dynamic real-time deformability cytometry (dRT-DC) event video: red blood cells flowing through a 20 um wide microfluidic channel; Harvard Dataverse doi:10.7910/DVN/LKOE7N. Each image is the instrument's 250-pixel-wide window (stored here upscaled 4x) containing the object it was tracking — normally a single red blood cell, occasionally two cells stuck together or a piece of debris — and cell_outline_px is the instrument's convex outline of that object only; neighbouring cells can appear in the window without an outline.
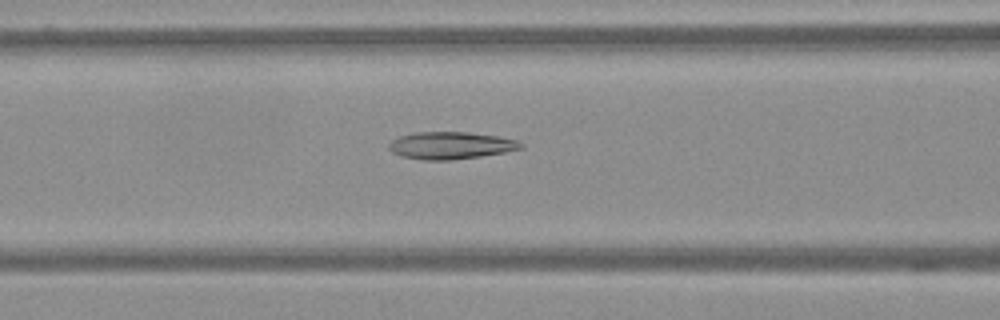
{"species": "Egyptian fruit bat (a non-hibernating species)", "species_latin": "Rousettus aegyptiacus", "temperature_condition": "warm", "stored_images_in_passage": 61, "camera_frame_rate_fps": 3000, "um_per_image_px": 0.085, "frame": {"image": 1, "passage_image": 26, "time_ms": 8.333, "image_size_px": [1000, 320], "cell_outline_px": [[524, 148], [504, 152], [480, 156], [448, 160], [424, 160], [400, 156], [392, 152], [388, 148], [388, 144], [392, 140], [400, 136], [416, 132], [468, 132], [496, 136], [516, 140], [524, 144]], "centroid_in_image_um": [38.29, 12.36], "position_along_channel_um": 128.3, "area_um2": 20.87}}
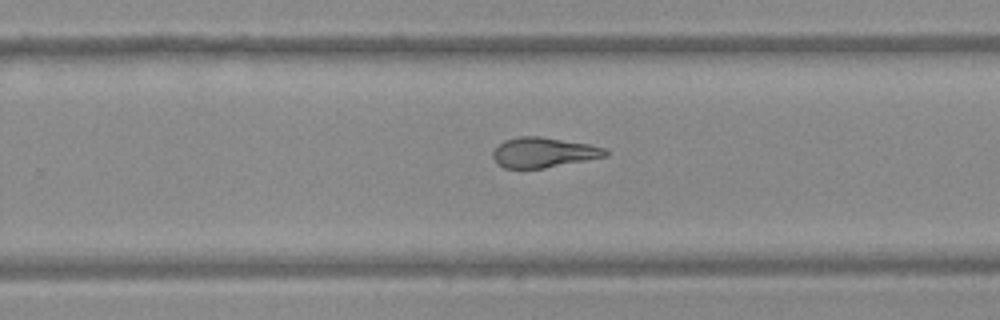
{"frame": {"image": 2, "passage_image": 40, "time_ms": 13.0, "image_size_px": [1000, 320], "cell_outline_px": [[608, 156], [544, 168], [504, 168], [496, 164], [492, 156], [492, 152], [504, 140], [520, 136], [540, 136], [588, 144], [608, 148]], "centroid_in_image_um": [46.2, 12.96], "position_along_channel_um": 283.6, "area_um2": 19.77}}
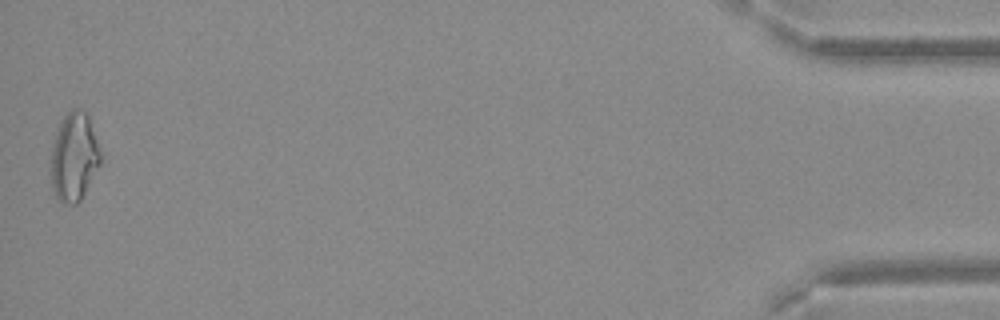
{"frame": {"image": 3, "passage_image": 61, "time_ms": 20.0, "image_size_px": [1000, 320], "cell_outline_px": [[100, 164], [80, 200], [76, 204], [64, 204], [56, 196], [52, 188], [52, 144], [60, 120], [72, 108], [80, 108], [88, 116], [100, 152]], "centroid_in_image_um": [6.28, 13.32], "position_along_channel_um": 428.9, "area_um2": 25.09}}